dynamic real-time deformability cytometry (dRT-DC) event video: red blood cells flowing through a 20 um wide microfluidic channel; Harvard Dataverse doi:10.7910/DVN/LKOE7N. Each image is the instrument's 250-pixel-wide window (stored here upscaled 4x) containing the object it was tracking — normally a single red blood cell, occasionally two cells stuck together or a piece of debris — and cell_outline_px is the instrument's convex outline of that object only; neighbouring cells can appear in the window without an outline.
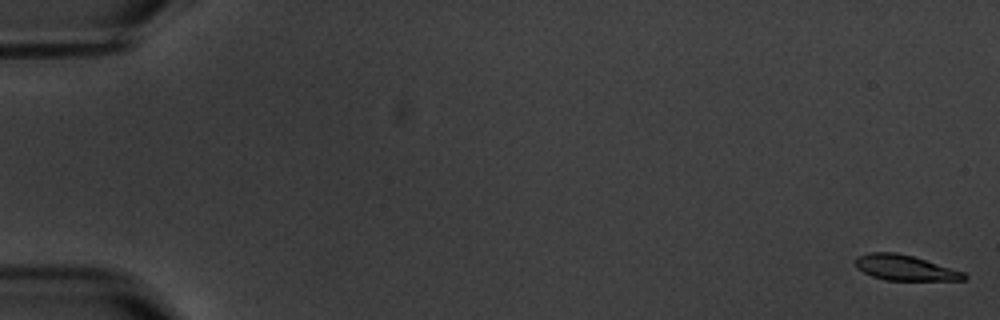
{"species": "common noctule bat (a hibernating species)", "species_latin": "Nyctalus noctula", "temperature_condition": "warm", "stored_images_in_passage": 5, "camera_frame_rate_fps": 3000, "um_per_image_px": 0.085, "animal": {"sex": "male", "body_mass_g": 20.1, "forearm_length_mm": 53.5}, "frame": {"image": 1, "passage_image": 1, "time_ms": 0.0, "image_size_px": [1000, 320], "cell_outline_px": [[968, 276], [964, 280], [884, 280], [872, 276], [856, 268], [852, 260], [856, 256], [868, 252], [896, 252], [912, 256], [964, 272]], "centroid_in_image_um": [76.84, 22.75], "position_along_channel_um": 8.2, "area_um2": 16.13}}